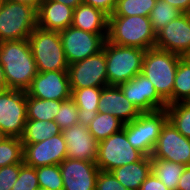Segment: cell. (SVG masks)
<instances>
[{
	"instance_id": "obj_33",
	"label": "cell",
	"mask_w": 190,
	"mask_h": 190,
	"mask_svg": "<svg viewBox=\"0 0 190 190\" xmlns=\"http://www.w3.org/2000/svg\"><path fill=\"white\" fill-rule=\"evenodd\" d=\"M39 187L47 190H63V179L59 165L36 168Z\"/></svg>"
},
{
	"instance_id": "obj_47",
	"label": "cell",
	"mask_w": 190,
	"mask_h": 190,
	"mask_svg": "<svg viewBox=\"0 0 190 190\" xmlns=\"http://www.w3.org/2000/svg\"><path fill=\"white\" fill-rule=\"evenodd\" d=\"M3 3H4V0H0V9H1Z\"/></svg>"
},
{
	"instance_id": "obj_16",
	"label": "cell",
	"mask_w": 190,
	"mask_h": 190,
	"mask_svg": "<svg viewBox=\"0 0 190 190\" xmlns=\"http://www.w3.org/2000/svg\"><path fill=\"white\" fill-rule=\"evenodd\" d=\"M155 47L182 57L190 53V13H183L159 30Z\"/></svg>"
},
{
	"instance_id": "obj_28",
	"label": "cell",
	"mask_w": 190,
	"mask_h": 190,
	"mask_svg": "<svg viewBox=\"0 0 190 190\" xmlns=\"http://www.w3.org/2000/svg\"><path fill=\"white\" fill-rule=\"evenodd\" d=\"M189 98L190 62L185 57H181L174 78L172 104L176 102H186Z\"/></svg>"
},
{
	"instance_id": "obj_5",
	"label": "cell",
	"mask_w": 190,
	"mask_h": 190,
	"mask_svg": "<svg viewBox=\"0 0 190 190\" xmlns=\"http://www.w3.org/2000/svg\"><path fill=\"white\" fill-rule=\"evenodd\" d=\"M38 72L68 70L59 31L36 27L28 37Z\"/></svg>"
},
{
	"instance_id": "obj_39",
	"label": "cell",
	"mask_w": 190,
	"mask_h": 190,
	"mask_svg": "<svg viewBox=\"0 0 190 190\" xmlns=\"http://www.w3.org/2000/svg\"><path fill=\"white\" fill-rule=\"evenodd\" d=\"M139 190H169L160 179H158L152 172L147 179L141 184Z\"/></svg>"
},
{
	"instance_id": "obj_15",
	"label": "cell",
	"mask_w": 190,
	"mask_h": 190,
	"mask_svg": "<svg viewBox=\"0 0 190 190\" xmlns=\"http://www.w3.org/2000/svg\"><path fill=\"white\" fill-rule=\"evenodd\" d=\"M26 93L33 98L65 101L71 98L68 70L38 72Z\"/></svg>"
},
{
	"instance_id": "obj_11",
	"label": "cell",
	"mask_w": 190,
	"mask_h": 190,
	"mask_svg": "<svg viewBox=\"0 0 190 190\" xmlns=\"http://www.w3.org/2000/svg\"><path fill=\"white\" fill-rule=\"evenodd\" d=\"M68 75L70 89L108 86L105 52L102 50L84 60L70 64Z\"/></svg>"
},
{
	"instance_id": "obj_40",
	"label": "cell",
	"mask_w": 190,
	"mask_h": 190,
	"mask_svg": "<svg viewBox=\"0 0 190 190\" xmlns=\"http://www.w3.org/2000/svg\"><path fill=\"white\" fill-rule=\"evenodd\" d=\"M177 190H190V166H186L178 183Z\"/></svg>"
},
{
	"instance_id": "obj_31",
	"label": "cell",
	"mask_w": 190,
	"mask_h": 190,
	"mask_svg": "<svg viewBox=\"0 0 190 190\" xmlns=\"http://www.w3.org/2000/svg\"><path fill=\"white\" fill-rule=\"evenodd\" d=\"M21 138L6 137L0 142V167L24 163Z\"/></svg>"
},
{
	"instance_id": "obj_24",
	"label": "cell",
	"mask_w": 190,
	"mask_h": 190,
	"mask_svg": "<svg viewBox=\"0 0 190 190\" xmlns=\"http://www.w3.org/2000/svg\"><path fill=\"white\" fill-rule=\"evenodd\" d=\"M60 133L62 130L54 120L27 119L21 140L22 143H38Z\"/></svg>"
},
{
	"instance_id": "obj_19",
	"label": "cell",
	"mask_w": 190,
	"mask_h": 190,
	"mask_svg": "<svg viewBox=\"0 0 190 190\" xmlns=\"http://www.w3.org/2000/svg\"><path fill=\"white\" fill-rule=\"evenodd\" d=\"M98 103L100 112L111 114L124 124L136 119L140 114L119 86L103 87Z\"/></svg>"
},
{
	"instance_id": "obj_42",
	"label": "cell",
	"mask_w": 190,
	"mask_h": 190,
	"mask_svg": "<svg viewBox=\"0 0 190 190\" xmlns=\"http://www.w3.org/2000/svg\"><path fill=\"white\" fill-rule=\"evenodd\" d=\"M11 1L18 2V3H21V4L29 5V6L33 7L36 11H38L41 3L44 0H11Z\"/></svg>"
},
{
	"instance_id": "obj_29",
	"label": "cell",
	"mask_w": 190,
	"mask_h": 190,
	"mask_svg": "<svg viewBox=\"0 0 190 190\" xmlns=\"http://www.w3.org/2000/svg\"><path fill=\"white\" fill-rule=\"evenodd\" d=\"M168 120L185 137L190 138V104L176 102L166 107Z\"/></svg>"
},
{
	"instance_id": "obj_6",
	"label": "cell",
	"mask_w": 190,
	"mask_h": 190,
	"mask_svg": "<svg viewBox=\"0 0 190 190\" xmlns=\"http://www.w3.org/2000/svg\"><path fill=\"white\" fill-rule=\"evenodd\" d=\"M37 27V11L26 4L4 0L0 9V42L28 39Z\"/></svg>"
},
{
	"instance_id": "obj_34",
	"label": "cell",
	"mask_w": 190,
	"mask_h": 190,
	"mask_svg": "<svg viewBox=\"0 0 190 190\" xmlns=\"http://www.w3.org/2000/svg\"><path fill=\"white\" fill-rule=\"evenodd\" d=\"M78 107L72 98L61 101V106L57 112L54 121L58 124L61 130H65L78 124Z\"/></svg>"
},
{
	"instance_id": "obj_13",
	"label": "cell",
	"mask_w": 190,
	"mask_h": 190,
	"mask_svg": "<svg viewBox=\"0 0 190 190\" xmlns=\"http://www.w3.org/2000/svg\"><path fill=\"white\" fill-rule=\"evenodd\" d=\"M23 161L26 165H59L67 158L66 142L62 133L38 143H23Z\"/></svg>"
},
{
	"instance_id": "obj_38",
	"label": "cell",
	"mask_w": 190,
	"mask_h": 190,
	"mask_svg": "<svg viewBox=\"0 0 190 190\" xmlns=\"http://www.w3.org/2000/svg\"><path fill=\"white\" fill-rule=\"evenodd\" d=\"M83 2L103 11L108 16L114 13L117 4V0H83Z\"/></svg>"
},
{
	"instance_id": "obj_25",
	"label": "cell",
	"mask_w": 190,
	"mask_h": 190,
	"mask_svg": "<svg viewBox=\"0 0 190 190\" xmlns=\"http://www.w3.org/2000/svg\"><path fill=\"white\" fill-rule=\"evenodd\" d=\"M151 164L152 173L160 179L169 190H177L180 177L186 166L155 158H151Z\"/></svg>"
},
{
	"instance_id": "obj_30",
	"label": "cell",
	"mask_w": 190,
	"mask_h": 190,
	"mask_svg": "<svg viewBox=\"0 0 190 190\" xmlns=\"http://www.w3.org/2000/svg\"><path fill=\"white\" fill-rule=\"evenodd\" d=\"M183 13L171 6L168 2L157 0L149 15L151 26L155 33L164 28L172 20L177 19Z\"/></svg>"
},
{
	"instance_id": "obj_26",
	"label": "cell",
	"mask_w": 190,
	"mask_h": 190,
	"mask_svg": "<svg viewBox=\"0 0 190 190\" xmlns=\"http://www.w3.org/2000/svg\"><path fill=\"white\" fill-rule=\"evenodd\" d=\"M60 106L61 101L33 98L26 93L27 119L52 121Z\"/></svg>"
},
{
	"instance_id": "obj_1",
	"label": "cell",
	"mask_w": 190,
	"mask_h": 190,
	"mask_svg": "<svg viewBox=\"0 0 190 190\" xmlns=\"http://www.w3.org/2000/svg\"><path fill=\"white\" fill-rule=\"evenodd\" d=\"M0 64L6 89L26 91L38 73L28 39L0 42Z\"/></svg>"
},
{
	"instance_id": "obj_8",
	"label": "cell",
	"mask_w": 190,
	"mask_h": 190,
	"mask_svg": "<svg viewBox=\"0 0 190 190\" xmlns=\"http://www.w3.org/2000/svg\"><path fill=\"white\" fill-rule=\"evenodd\" d=\"M144 155L128 141L123 128L99 142L96 165L101 171L111 172L117 167L139 161Z\"/></svg>"
},
{
	"instance_id": "obj_27",
	"label": "cell",
	"mask_w": 190,
	"mask_h": 190,
	"mask_svg": "<svg viewBox=\"0 0 190 190\" xmlns=\"http://www.w3.org/2000/svg\"><path fill=\"white\" fill-rule=\"evenodd\" d=\"M124 123L117 117L103 112H98L88 127L89 132L98 141H102L113 133L120 131Z\"/></svg>"
},
{
	"instance_id": "obj_43",
	"label": "cell",
	"mask_w": 190,
	"mask_h": 190,
	"mask_svg": "<svg viewBox=\"0 0 190 190\" xmlns=\"http://www.w3.org/2000/svg\"><path fill=\"white\" fill-rule=\"evenodd\" d=\"M52 1L65 4L66 6H69L73 9H75L78 5H80L83 2V0H52Z\"/></svg>"
},
{
	"instance_id": "obj_46",
	"label": "cell",
	"mask_w": 190,
	"mask_h": 190,
	"mask_svg": "<svg viewBox=\"0 0 190 190\" xmlns=\"http://www.w3.org/2000/svg\"><path fill=\"white\" fill-rule=\"evenodd\" d=\"M184 57L190 62V53L186 54Z\"/></svg>"
},
{
	"instance_id": "obj_10",
	"label": "cell",
	"mask_w": 190,
	"mask_h": 190,
	"mask_svg": "<svg viewBox=\"0 0 190 190\" xmlns=\"http://www.w3.org/2000/svg\"><path fill=\"white\" fill-rule=\"evenodd\" d=\"M68 64L93 56L103 49L108 34H96L69 26L59 31Z\"/></svg>"
},
{
	"instance_id": "obj_14",
	"label": "cell",
	"mask_w": 190,
	"mask_h": 190,
	"mask_svg": "<svg viewBox=\"0 0 190 190\" xmlns=\"http://www.w3.org/2000/svg\"><path fill=\"white\" fill-rule=\"evenodd\" d=\"M125 97L140 113L166 109L167 102L158 94L152 82L142 73L119 85Z\"/></svg>"
},
{
	"instance_id": "obj_44",
	"label": "cell",
	"mask_w": 190,
	"mask_h": 190,
	"mask_svg": "<svg viewBox=\"0 0 190 190\" xmlns=\"http://www.w3.org/2000/svg\"><path fill=\"white\" fill-rule=\"evenodd\" d=\"M6 89V80L3 66L0 64V91Z\"/></svg>"
},
{
	"instance_id": "obj_41",
	"label": "cell",
	"mask_w": 190,
	"mask_h": 190,
	"mask_svg": "<svg viewBox=\"0 0 190 190\" xmlns=\"http://www.w3.org/2000/svg\"><path fill=\"white\" fill-rule=\"evenodd\" d=\"M182 13H190V0H163Z\"/></svg>"
},
{
	"instance_id": "obj_18",
	"label": "cell",
	"mask_w": 190,
	"mask_h": 190,
	"mask_svg": "<svg viewBox=\"0 0 190 190\" xmlns=\"http://www.w3.org/2000/svg\"><path fill=\"white\" fill-rule=\"evenodd\" d=\"M62 135L66 142L67 158L96 162L99 142L87 127L78 123L62 130Z\"/></svg>"
},
{
	"instance_id": "obj_35",
	"label": "cell",
	"mask_w": 190,
	"mask_h": 190,
	"mask_svg": "<svg viewBox=\"0 0 190 190\" xmlns=\"http://www.w3.org/2000/svg\"><path fill=\"white\" fill-rule=\"evenodd\" d=\"M39 187L36 168L23 163L20 166V172L17 182L12 190H36Z\"/></svg>"
},
{
	"instance_id": "obj_7",
	"label": "cell",
	"mask_w": 190,
	"mask_h": 190,
	"mask_svg": "<svg viewBox=\"0 0 190 190\" xmlns=\"http://www.w3.org/2000/svg\"><path fill=\"white\" fill-rule=\"evenodd\" d=\"M167 120L166 109L140 113L136 119L125 124V133L129 143L144 156L151 157L161 128Z\"/></svg>"
},
{
	"instance_id": "obj_48",
	"label": "cell",
	"mask_w": 190,
	"mask_h": 190,
	"mask_svg": "<svg viewBox=\"0 0 190 190\" xmlns=\"http://www.w3.org/2000/svg\"><path fill=\"white\" fill-rule=\"evenodd\" d=\"M36 190H47V189L38 187Z\"/></svg>"
},
{
	"instance_id": "obj_23",
	"label": "cell",
	"mask_w": 190,
	"mask_h": 190,
	"mask_svg": "<svg viewBox=\"0 0 190 190\" xmlns=\"http://www.w3.org/2000/svg\"><path fill=\"white\" fill-rule=\"evenodd\" d=\"M152 172L151 157L143 156L139 161L120 166L111 171L121 185L128 190H139Z\"/></svg>"
},
{
	"instance_id": "obj_37",
	"label": "cell",
	"mask_w": 190,
	"mask_h": 190,
	"mask_svg": "<svg viewBox=\"0 0 190 190\" xmlns=\"http://www.w3.org/2000/svg\"><path fill=\"white\" fill-rule=\"evenodd\" d=\"M96 190H128L119 183L116 177L107 171H99L96 181Z\"/></svg>"
},
{
	"instance_id": "obj_9",
	"label": "cell",
	"mask_w": 190,
	"mask_h": 190,
	"mask_svg": "<svg viewBox=\"0 0 190 190\" xmlns=\"http://www.w3.org/2000/svg\"><path fill=\"white\" fill-rule=\"evenodd\" d=\"M27 122L26 91H0V129L7 137L21 138Z\"/></svg>"
},
{
	"instance_id": "obj_17",
	"label": "cell",
	"mask_w": 190,
	"mask_h": 190,
	"mask_svg": "<svg viewBox=\"0 0 190 190\" xmlns=\"http://www.w3.org/2000/svg\"><path fill=\"white\" fill-rule=\"evenodd\" d=\"M59 167L64 182L63 190H96L100 171L96 162L66 158Z\"/></svg>"
},
{
	"instance_id": "obj_3",
	"label": "cell",
	"mask_w": 190,
	"mask_h": 190,
	"mask_svg": "<svg viewBox=\"0 0 190 190\" xmlns=\"http://www.w3.org/2000/svg\"><path fill=\"white\" fill-rule=\"evenodd\" d=\"M181 57L156 47L145 50L142 74L152 82L168 105L172 104L174 78Z\"/></svg>"
},
{
	"instance_id": "obj_32",
	"label": "cell",
	"mask_w": 190,
	"mask_h": 190,
	"mask_svg": "<svg viewBox=\"0 0 190 190\" xmlns=\"http://www.w3.org/2000/svg\"><path fill=\"white\" fill-rule=\"evenodd\" d=\"M157 0H117L114 13L110 16H146L149 17Z\"/></svg>"
},
{
	"instance_id": "obj_2",
	"label": "cell",
	"mask_w": 190,
	"mask_h": 190,
	"mask_svg": "<svg viewBox=\"0 0 190 190\" xmlns=\"http://www.w3.org/2000/svg\"><path fill=\"white\" fill-rule=\"evenodd\" d=\"M107 40L115 45L147 50L155 47L156 33L149 17L109 16Z\"/></svg>"
},
{
	"instance_id": "obj_21",
	"label": "cell",
	"mask_w": 190,
	"mask_h": 190,
	"mask_svg": "<svg viewBox=\"0 0 190 190\" xmlns=\"http://www.w3.org/2000/svg\"><path fill=\"white\" fill-rule=\"evenodd\" d=\"M109 16L103 11L82 2L73 11L75 28L96 34H108Z\"/></svg>"
},
{
	"instance_id": "obj_36",
	"label": "cell",
	"mask_w": 190,
	"mask_h": 190,
	"mask_svg": "<svg viewBox=\"0 0 190 190\" xmlns=\"http://www.w3.org/2000/svg\"><path fill=\"white\" fill-rule=\"evenodd\" d=\"M23 163L0 167V190H12Z\"/></svg>"
},
{
	"instance_id": "obj_45",
	"label": "cell",
	"mask_w": 190,
	"mask_h": 190,
	"mask_svg": "<svg viewBox=\"0 0 190 190\" xmlns=\"http://www.w3.org/2000/svg\"><path fill=\"white\" fill-rule=\"evenodd\" d=\"M7 136L0 129V142L3 141Z\"/></svg>"
},
{
	"instance_id": "obj_12",
	"label": "cell",
	"mask_w": 190,
	"mask_h": 190,
	"mask_svg": "<svg viewBox=\"0 0 190 190\" xmlns=\"http://www.w3.org/2000/svg\"><path fill=\"white\" fill-rule=\"evenodd\" d=\"M151 158L190 166V138L183 136L167 120L161 128L160 136Z\"/></svg>"
},
{
	"instance_id": "obj_22",
	"label": "cell",
	"mask_w": 190,
	"mask_h": 190,
	"mask_svg": "<svg viewBox=\"0 0 190 190\" xmlns=\"http://www.w3.org/2000/svg\"><path fill=\"white\" fill-rule=\"evenodd\" d=\"M103 87H88L71 89V98L78 107V123L89 127L91 121L99 112V99Z\"/></svg>"
},
{
	"instance_id": "obj_4",
	"label": "cell",
	"mask_w": 190,
	"mask_h": 190,
	"mask_svg": "<svg viewBox=\"0 0 190 190\" xmlns=\"http://www.w3.org/2000/svg\"><path fill=\"white\" fill-rule=\"evenodd\" d=\"M102 50L106 57L108 86H119L142 73L145 50L115 45L107 39Z\"/></svg>"
},
{
	"instance_id": "obj_20",
	"label": "cell",
	"mask_w": 190,
	"mask_h": 190,
	"mask_svg": "<svg viewBox=\"0 0 190 190\" xmlns=\"http://www.w3.org/2000/svg\"><path fill=\"white\" fill-rule=\"evenodd\" d=\"M73 11L65 4L44 0L37 11V26L45 30H64L72 25Z\"/></svg>"
}]
</instances>
